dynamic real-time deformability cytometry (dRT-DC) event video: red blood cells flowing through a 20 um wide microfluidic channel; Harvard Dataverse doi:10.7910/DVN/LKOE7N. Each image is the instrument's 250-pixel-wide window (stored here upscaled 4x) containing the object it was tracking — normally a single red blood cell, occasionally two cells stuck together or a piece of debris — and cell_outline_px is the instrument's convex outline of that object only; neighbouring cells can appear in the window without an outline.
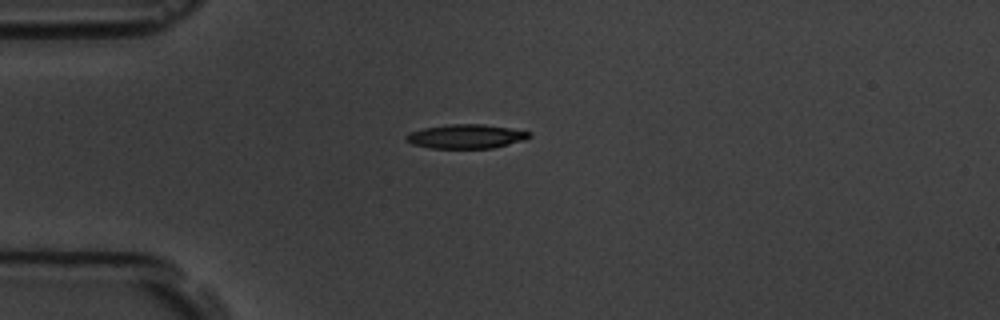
{"species": "common noctule bat (a hibernating species)", "species_latin": "Nyctalus noctula", "temperature_condition": "room temperature", "stored_images_in_passage": 6, "camera_frame_rate_fps": 3000, "um_per_image_px": 0.085, "animal": {"sex": "male", "body_mass_g": 19.5, "forearm_length_mm": 54.6}, "frame": {"image": 1, "passage_image": 3, "time_ms": 2.333, "image_size_px": [1000, 320], "cell_outline_px": [[532, 136], [524, 140], [492, 148], [428, 148], [412, 144], [404, 140], [404, 136], [412, 132], [424, 128], [448, 124], [484, 124], [532, 132]], "centroid_in_image_um": [39.6, 11.59], "position_along_channel_um": 45.4, "area_um2": 17.28}}
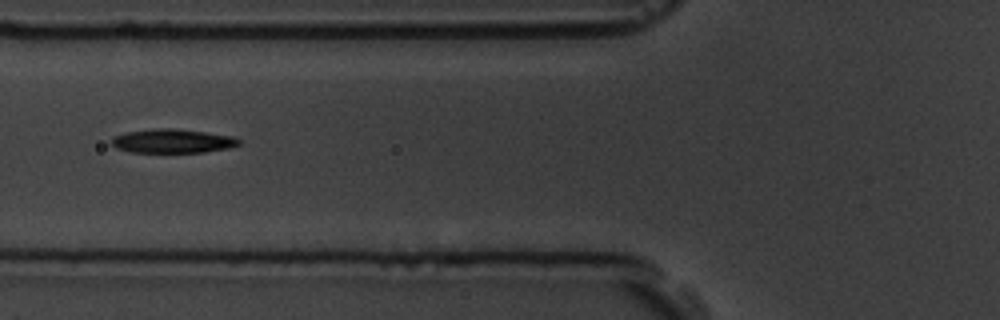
{"frame": {"image": 2, "passage_image": 5, "time_ms": 4.667, "image_size_px": [1000, 320], "cell_outline_px": [[240, 144], [228, 148], [204, 152], [132, 152], [116, 148], [112, 144], [112, 136], [124, 132], [152, 128], [176, 128], [232, 136], [240, 140]], "centroid_in_image_um": [14.63, 11.98], "position_along_channel_um": 111.2, "area_um2": 17.8}}
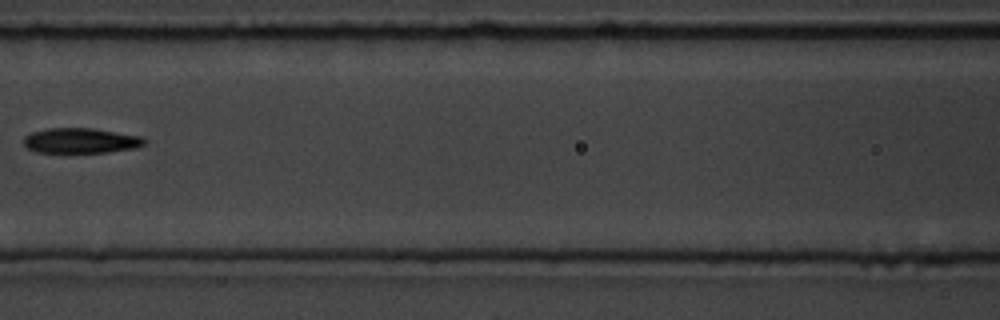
{"frame": {"image": 3, "passage_image": 6, "time_ms": 6.0, "image_size_px": [1000, 320], "cell_outline_px": [[148, 140], [144, 144], [136, 148], [108, 152], [36, 152], [28, 148], [24, 144], [24, 136], [32, 132], [48, 128], [92, 128], [140, 136]], "centroid_in_image_um": [6.87, 11.95], "position_along_channel_um": 159.7, "area_um2": 17.63}}